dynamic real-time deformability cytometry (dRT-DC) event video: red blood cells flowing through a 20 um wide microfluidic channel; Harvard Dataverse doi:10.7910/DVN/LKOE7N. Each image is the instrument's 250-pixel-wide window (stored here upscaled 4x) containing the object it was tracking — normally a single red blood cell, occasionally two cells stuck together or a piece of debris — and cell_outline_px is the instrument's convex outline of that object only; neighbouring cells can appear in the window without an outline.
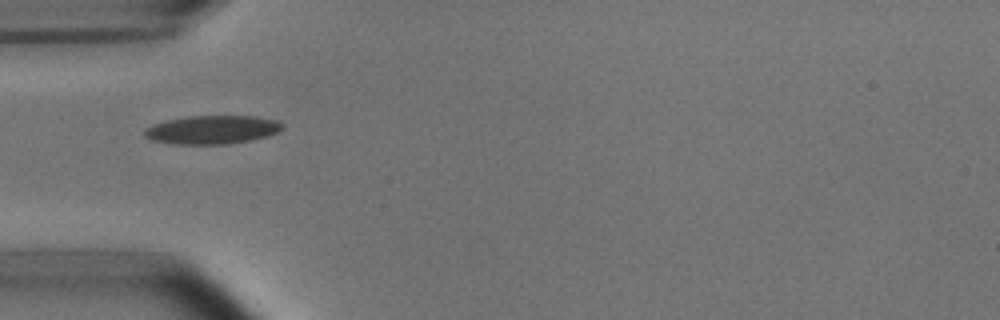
{"species": "common noctule bat (a hibernating species)", "species_latin": "Nyctalus noctula", "temperature_condition": "room temperature", "stored_images_in_passage": 4, "camera_frame_rate_fps": 3000, "um_per_image_px": 0.085, "animal": {"sex": "male", "body_mass_g": 15.6}, "frame": {"image": 1, "passage_image": 3, "time_ms": 2.333, "image_size_px": [1000, 320], "cell_outline_px": [[284, 128], [268, 136], [228, 144], [172, 144], [152, 140], [144, 136], [144, 128], [152, 124], [168, 120], [188, 116], [256, 116], [276, 120]], "centroid_in_image_um": [17.99, 11.02], "position_along_channel_um": 67.0, "area_um2": 22.83}}